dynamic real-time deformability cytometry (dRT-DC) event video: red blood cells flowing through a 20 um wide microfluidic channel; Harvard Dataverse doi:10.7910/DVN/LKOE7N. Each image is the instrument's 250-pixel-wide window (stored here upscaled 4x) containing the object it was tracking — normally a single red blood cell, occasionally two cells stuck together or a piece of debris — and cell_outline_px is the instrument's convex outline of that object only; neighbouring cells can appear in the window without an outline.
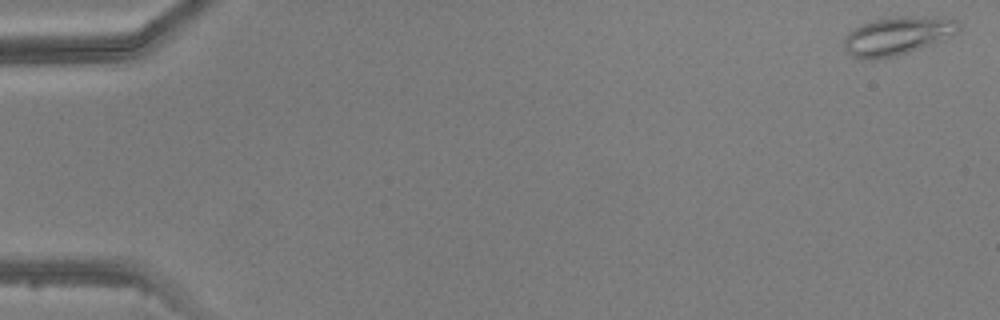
{"species": "common noctule bat (a hibernating species)", "species_latin": "Nyctalus noctula", "temperature_condition": "warm", "stored_images_in_passage": 5, "camera_frame_rate_fps": 3000, "um_per_image_px": 0.085, "animal": {"sex": "male", "body_mass_g": 20.5, "forearm_length_mm": 52.5}, "frame": {"image": 1, "passage_image": 1, "time_ms": 0.0, "image_size_px": [1000, 320], "cell_outline_px": [[960, 28], [952, 36], [908, 52], [896, 56], [880, 60], [872, 60], [852, 56], [844, 48], [844, 36], [848, 32], [872, 20], [896, 16], [952, 16], [960, 24]], "centroid_in_image_um": [76.32, 3.02], "position_along_channel_um": 8.7, "area_um2": 25.84}}